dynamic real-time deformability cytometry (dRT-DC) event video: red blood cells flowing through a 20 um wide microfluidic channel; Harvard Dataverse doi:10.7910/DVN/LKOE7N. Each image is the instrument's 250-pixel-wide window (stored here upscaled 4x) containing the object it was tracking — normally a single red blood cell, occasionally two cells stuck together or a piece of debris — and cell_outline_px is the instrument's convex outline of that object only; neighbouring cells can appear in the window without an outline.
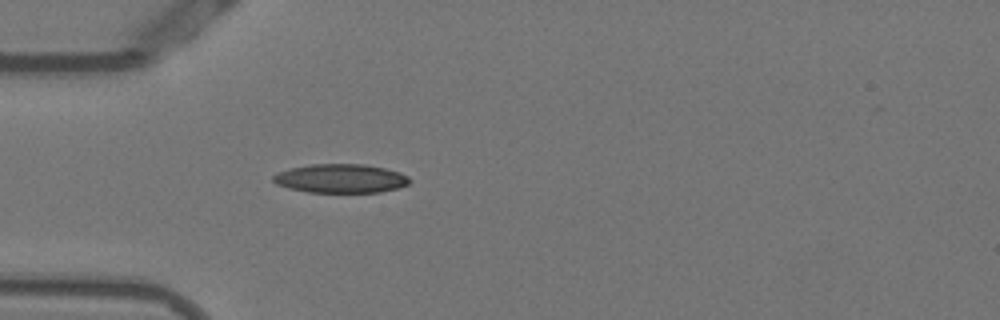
{"species": "Egyptian fruit bat (a non-hibernating species)", "species_latin": "Rousettus aegyptiacus", "temperature_condition": "warm", "stored_images_in_passage": 38, "camera_frame_rate_fps": 3000, "um_per_image_px": 0.085, "animal": {"sex": "female"}, "frame": {"image": 1, "passage_image": 1, "time_ms": 0.0, "image_size_px": [1000, 320], "cell_outline_px": [[412, 180], [408, 184], [396, 188], [380, 192], [308, 192], [288, 188], [276, 184], [272, 180], [272, 176], [276, 172], [288, 168], [312, 164], [364, 164], [384, 168], [400, 172], [408, 176]], "centroid_in_image_um": [28.92, 15.16], "position_along_channel_um": 56.1, "area_um2": 23.06}}
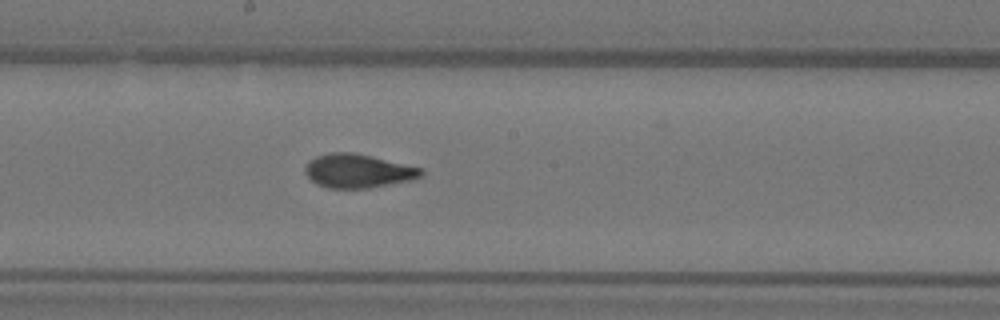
{"frame": {"image": 2, "passage_image": 14, "time_ms": 4.333, "image_size_px": [1000, 320], "cell_outline_px": [[424, 176], [412, 180], [368, 188], [328, 188], [316, 184], [304, 172], [304, 168], [316, 156], [332, 152], [352, 152], [424, 168]], "centroid_in_image_um": [30.47, 14.54], "position_along_channel_um": 217.7, "area_um2": 22.77}}
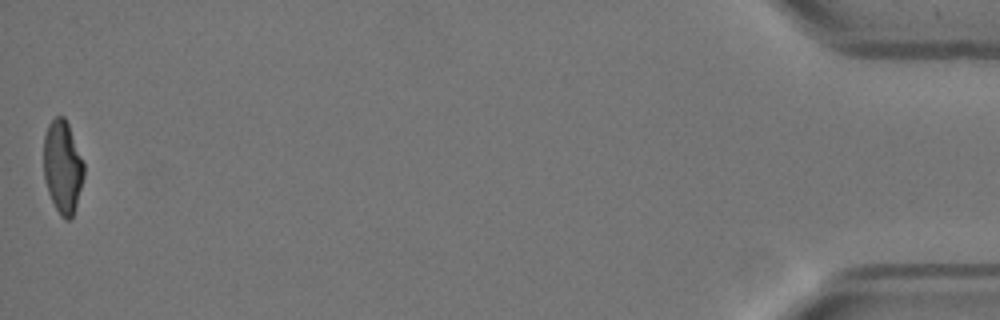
{"frame": {"image": 3, "passage_image": 38, "time_ms": 12.333, "image_size_px": [1000, 320], "cell_outline_px": [[84, 176], [76, 204], [72, 216], [68, 220], [64, 220], [60, 216], [48, 192], [44, 180], [44, 136], [48, 124], [56, 116], [64, 116], [68, 124], [84, 164]], "centroid_in_image_um": [5.31, 14.18], "position_along_channel_um": 429.9, "area_um2": 21.56}, "authors_computed_cell_mechanics": {"area_um2": 22.5998, "velocity_mm_per_s": 3.8374, "shape_relaxation_time_tau1_ms": 7.379, "shape_relaxation_time_tau2_ms": 1.2631, "deformation_change_tau1": 0.2442, "deformation_change_tau2": 0.0812}}